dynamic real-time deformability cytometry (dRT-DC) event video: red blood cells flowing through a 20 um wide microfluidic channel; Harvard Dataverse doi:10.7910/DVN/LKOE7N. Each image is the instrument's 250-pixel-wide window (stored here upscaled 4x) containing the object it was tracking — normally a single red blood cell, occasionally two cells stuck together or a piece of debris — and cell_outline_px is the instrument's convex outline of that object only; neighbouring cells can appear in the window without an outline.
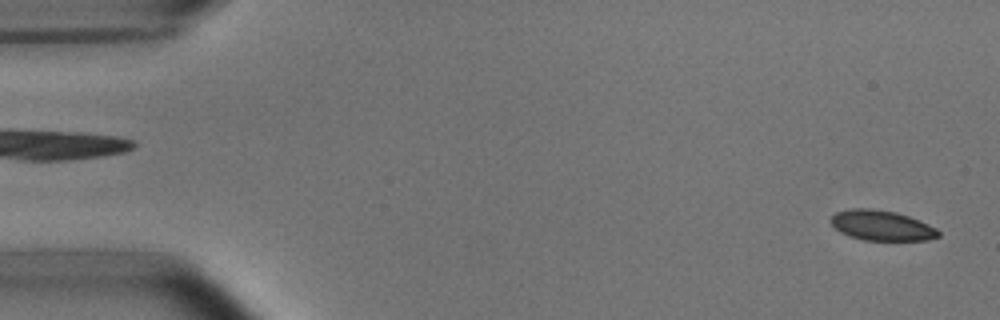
{"species": "common noctule bat (a hibernating species)", "species_latin": "Nyctalus noctula", "temperature_condition": "room temperature", "stored_images_in_passage": 5, "camera_frame_rate_fps": 3000, "um_per_image_px": 0.085, "animal": {"sex": "male", "body_mass_g": 15.6}, "frame": {"image": 1, "passage_image": 5, "time_ms": 4.667, "image_size_px": [1000, 320], "cell_outline_px": [[940, 236], [928, 240], [864, 240], [848, 236], [840, 232], [832, 224], [832, 216], [836, 212], [852, 208], [872, 208], [896, 212], [908, 216], [928, 224], [936, 228], [940, 232]], "centroid_in_image_um": [74.95, 19.16], "position_along_channel_um": 10.1, "area_um2": 18.84}}